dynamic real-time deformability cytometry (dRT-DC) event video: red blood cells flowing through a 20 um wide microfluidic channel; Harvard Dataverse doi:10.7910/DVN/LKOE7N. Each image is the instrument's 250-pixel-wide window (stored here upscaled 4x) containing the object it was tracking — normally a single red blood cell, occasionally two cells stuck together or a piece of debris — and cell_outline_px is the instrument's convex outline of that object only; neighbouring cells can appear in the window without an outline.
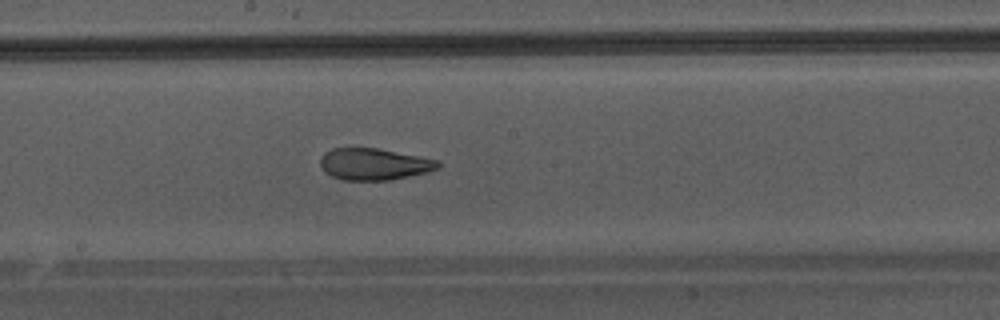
{"species": "Egyptian fruit bat (a non-hibernating species)", "species_latin": "Rousettus aegyptiacus", "temperature_condition": "warm", "stored_images_in_passage": 47, "camera_frame_rate_fps": 3000, "um_per_image_px": 0.085, "animal": {"sex": "male"}, "frame": {"image": 1, "passage_image": 27, "time_ms": 8.667, "image_size_px": [1000, 320], "cell_outline_px": [[440, 168], [428, 172], [388, 180], [344, 180], [332, 176], [324, 172], [320, 164], [320, 156], [324, 152], [332, 148], [376, 148], [420, 156], [440, 160]], "centroid_in_image_um": [31.79, 13.95], "position_along_channel_um": 216.4, "area_um2": 21.85}}